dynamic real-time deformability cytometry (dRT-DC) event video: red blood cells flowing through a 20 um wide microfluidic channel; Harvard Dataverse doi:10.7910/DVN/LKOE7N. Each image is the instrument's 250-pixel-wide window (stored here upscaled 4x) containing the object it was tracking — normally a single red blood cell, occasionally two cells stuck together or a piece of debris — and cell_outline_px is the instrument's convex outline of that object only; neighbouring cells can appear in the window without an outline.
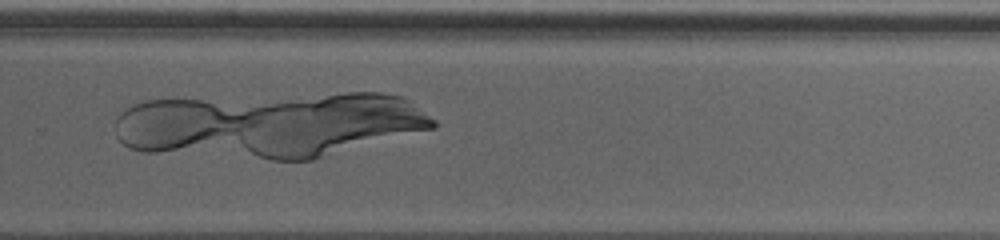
{"species": "human", "species_latin": "Homo sapiens", "temperature_condition": "cold", "stored_images_in_passage": 38, "segment_of_instrument_passage": [2, 2], "camera_frame_rate_fps": 3000, "um_per_image_px": 0.085, "donor": {"sex": "female"}, "frame": {"image": 1, "passage_image": 34, "time_ms": 11.0, "image_size_px": [1000, 240], "cell_outline_px": [[280, 108], [184, 144], [168, 148], [136, 148], [160, 100], [188, 100]], "centroid_in_image_um": [16.44, 10.31], "position_along_channel_um": 313.4, "area_um2": 27.63}}